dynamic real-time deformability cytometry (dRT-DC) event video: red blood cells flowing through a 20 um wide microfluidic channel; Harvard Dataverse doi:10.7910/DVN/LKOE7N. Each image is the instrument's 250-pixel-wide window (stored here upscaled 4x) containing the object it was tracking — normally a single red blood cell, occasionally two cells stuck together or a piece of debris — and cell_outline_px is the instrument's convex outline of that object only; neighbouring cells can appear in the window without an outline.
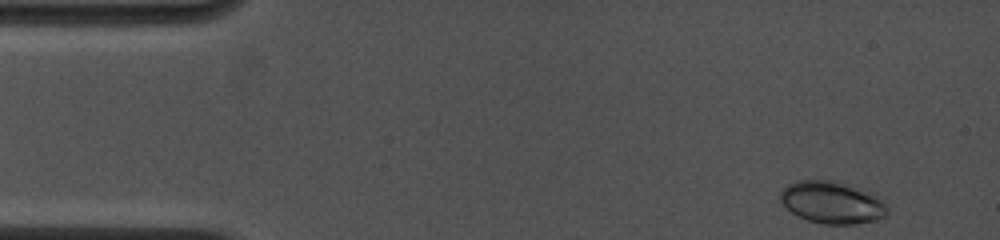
{"species": "common noctule bat (a hibernating species)", "species_latin": "Nyctalus noctula", "temperature_condition": "cold", "stored_images_in_passage": 42, "camera_frame_rate_fps": 4500, "um_per_image_px": 0.085, "animal": {"sex": "female", "body_mass_g": 19.0, "forearm_length_mm": 53.3}, "frame": {"image": 1, "passage_image": 1, "time_ms": 0.0, "image_size_px": [1000, 240], "cell_outline_px": [[888, 212], [884, 216], [876, 220], [856, 224], [824, 224], [808, 220], [792, 212], [780, 200], [780, 192], [788, 184], [796, 180], [840, 180], [872, 192], [880, 196], [888, 208]], "centroid_in_image_um": [70.78, 17.18], "position_along_channel_um": 14.2, "area_um2": 26.65}}
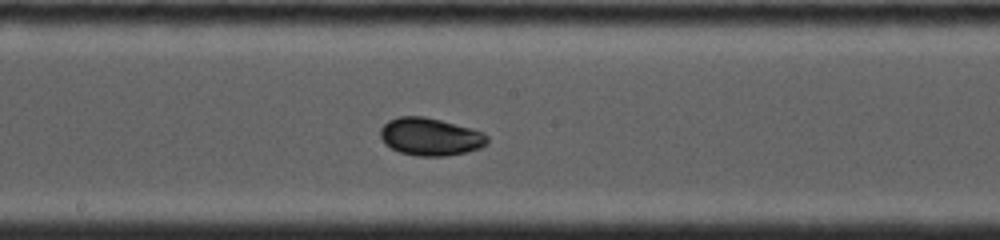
{"frame": {"image": 2, "passage_image": 23, "time_ms": 7.333, "image_size_px": [1000, 240], "cell_outline_px": [[488, 140], [480, 148], [464, 152], [444, 156], [416, 156], [400, 152], [384, 144], [380, 136], [380, 128], [388, 120], [400, 116], [424, 116], [472, 128], [484, 132], [488, 136]], "centroid_in_image_um": [36.55, 11.61], "position_along_channel_um": 211.6, "area_um2": 23.47}}
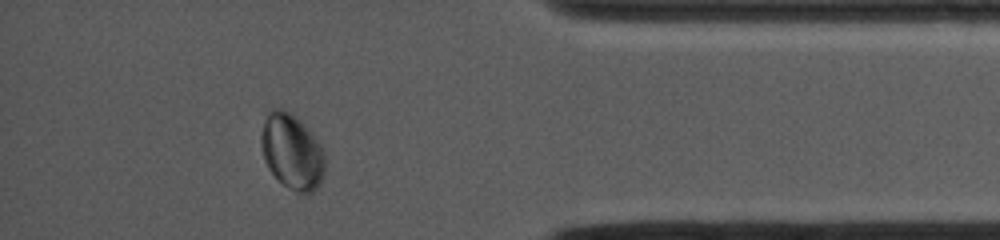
{"frame": {"image": 3, "passage_image": 39, "time_ms": 12.667, "image_size_px": [1000, 240], "cell_outline_px": [[324, 172], [320, 184], [312, 192], [296, 192], [288, 188], [268, 168], [264, 160], [260, 144], [260, 136], [264, 120], [268, 112], [276, 108], [280, 108], [296, 116], [300, 120], [320, 144], [324, 156]], "centroid_in_image_um": [24.79, 12.88], "position_along_channel_um": 410.4, "area_um2": 27.74}, "authors_computed_cell_mechanics": {"area_um2": 23.2356, "velocity_mm_per_s": 4.0318, "shape_relaxation_time_tau1_ms": 2.7291, "shape_relaxation_time_tau2_ms": 1.2375, "deformation_change_tau1": 0.09, "deformation_change_tau2": 0.0245}}